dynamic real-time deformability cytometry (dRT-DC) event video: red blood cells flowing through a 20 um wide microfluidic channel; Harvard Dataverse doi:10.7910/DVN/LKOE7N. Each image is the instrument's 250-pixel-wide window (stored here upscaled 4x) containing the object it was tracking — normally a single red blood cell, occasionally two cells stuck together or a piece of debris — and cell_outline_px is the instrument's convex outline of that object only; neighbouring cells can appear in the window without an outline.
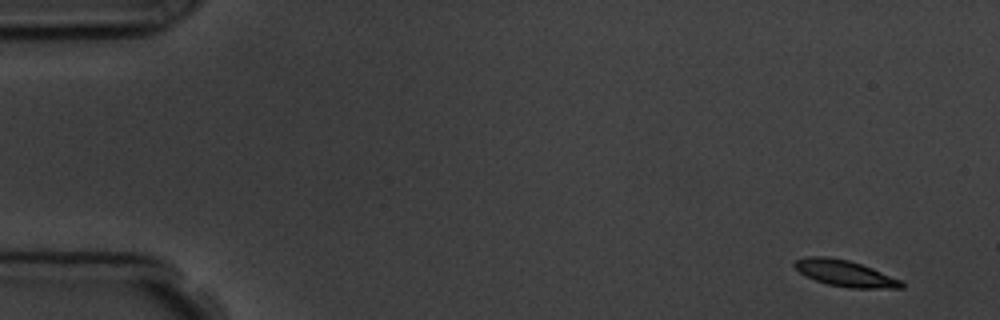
{"species": "common noctule bat (a hibernating species)", "species_latin": "Nyctalus noctula", "temperature_condition": "room temperature", "stored_images_in_passage": 4, "camera_frame_rate_fps": 3000, "um_per_image_px": 0.085, "animal": {"sex": "male", "body_mass_g": 19.5, "forearm_length_mm": 54.6}, "frame": {"image": 1, "passage_image": 1, "time_ms": 0.0, "image_size_px": [1000, 320], "cell_outline_px": [[904, 288], [848, 288], [828, 284], [816, 280], [800, 272], [792, 264], [796, 260], [804, 256], [828, 256], [848, 260], [872, 268], [900, 280], [904, 284]], "centroid_in_image_um": [71.81, 23.22], "position_along_channel_um": 13.2, "area_um2": 16.18}}
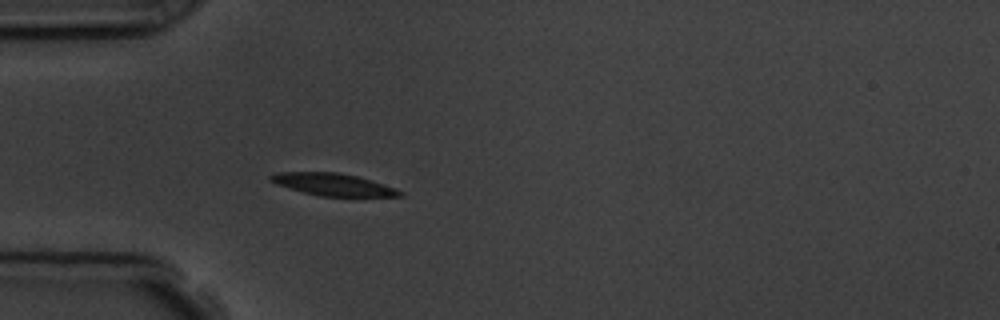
{"frame": {"image": 2, "passage_image": 4, "time_ms": 4.333, "image_size_px": [1000, 320], "cell_outline_px": [[404, 196], [320, 196], [288, 188], [276, 184], [268, 180], [268, 176], [276, 172], [336, 172], [356, 176], [396, 188], [404, 192]], "centroid_in_image_um": [28.27, 15.68], "position_along_channel_um": 56.7, "area_um2": 16.65}}